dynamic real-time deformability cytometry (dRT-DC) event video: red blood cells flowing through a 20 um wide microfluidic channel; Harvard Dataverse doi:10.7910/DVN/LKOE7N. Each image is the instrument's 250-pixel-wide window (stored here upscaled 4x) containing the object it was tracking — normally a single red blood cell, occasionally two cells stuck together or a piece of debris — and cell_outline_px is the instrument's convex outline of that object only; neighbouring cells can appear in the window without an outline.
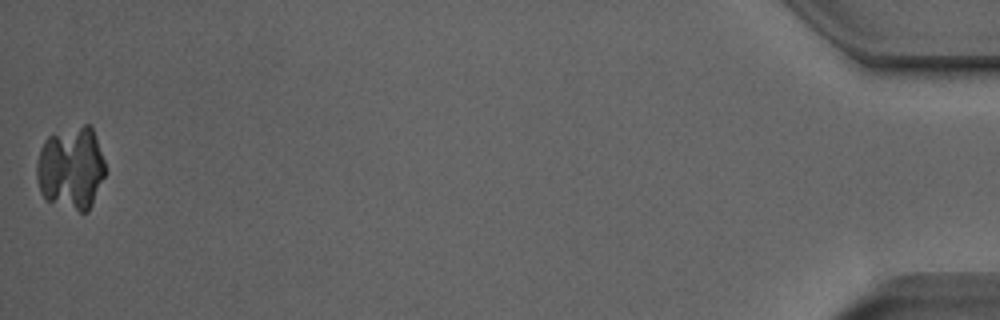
{"species": "Egyptian fruit bat (a non-hibernating species)", "species_latin": "Rousettus aegyptiacus", "temperature_condition": "room temperature", "stored_images_in_passage": 36, "camera_frame_rate_fps": 3000, "um_per_image_px": 0.085, "animal": {"sex": "male"}, "frame": {"image": 1, "passage_image": 36, "time_ms": 11.667, "image_size_px": [1000, 320], "cell_outline_px": [[104, 176], [92, 204], [88, 212], [80, 212], [44, 200], [40, 192], [36, 180], [36, 164], [40, 148], [44, 140], [48, 136], [84, 124], [88, 124], [92, 128], [104, 160]], "centroid_in_image_um": [6.0, 14.31], "position_along_channel_um": 429.2, "area_um2": 33.18}}